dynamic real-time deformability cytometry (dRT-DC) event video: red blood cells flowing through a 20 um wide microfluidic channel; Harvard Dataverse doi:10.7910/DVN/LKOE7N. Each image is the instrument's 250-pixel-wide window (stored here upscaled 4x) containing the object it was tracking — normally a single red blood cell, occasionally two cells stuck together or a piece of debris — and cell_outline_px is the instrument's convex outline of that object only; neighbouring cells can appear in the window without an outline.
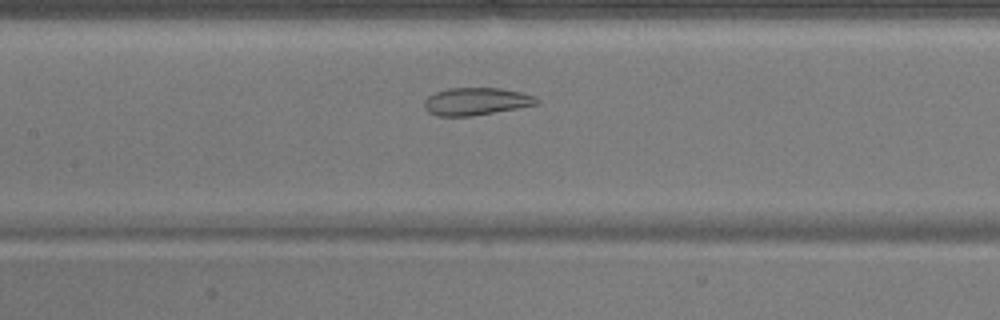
{"species": "common noctule bat (a hibernating species)", "species_latin": "Nyctalus noctula", "temperature_condition": "warm", "stored_images_in_passage": 42, "camera_frame_rate_fps": 3000, "um_per_image_px": 0.085, "animal": {"sex": "male", "body_mass_g": 17.9}, "frame": {"image": 1, "passage_image": 14, "time_ms": 4.333, "image_size_px": [1000, 320], "cell_outline_px": [[540, 104], [472, 116], [436, 116], [428, 112], [424, 108], [424, 100], [428, 96], [436, 92], [448, 88], [500, 88], [520, 92], [536, 96], [540, 100]], "centroid_in_image_um": [40.48, 8.62], "position_along_channel_um": 166.9, "area_um2": 18.15}}
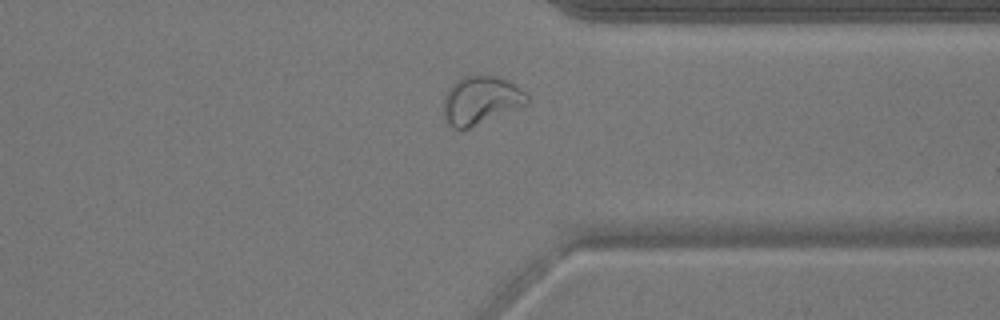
{"frame": {"image": 2, "passage_image": 30, "time_ms": 9.667, "image_size_px": [1000, 320], "cell_outline_px": [[528, 104], [468, 128], [456, 128], [448, 124], [444, 120], [444, 96], [448, 88], [456, 80], [464, 76], [496, 76], [508, 80], [516, 84], [528, 96]], "centroid_in_image_um": [40.86, 8.51], "position_along_channel_um": 370.5, "area_um2": 23.29}}
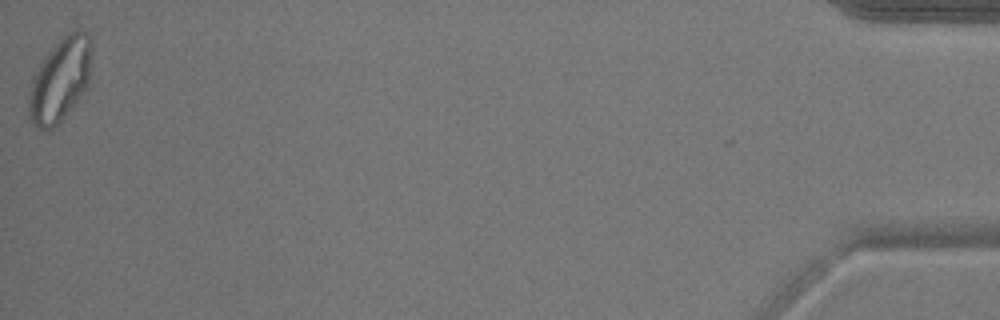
{"frame": {"image": 3, "passage_image": 42, "time_ms": 13.667, "image_size_px": [1000, 320], "cell_outline_px": [[92, 52], [88, 84], [76, 100], [60, 120], [48, 132], [36, 128], [28, 116], [28, 100], [32, 76], [44, 56], [60, 36], [72, 28], [76, 28], [88, 32], [92, 40]], "centroid_in_image_um": [5.1, 6.69], "position_along_channel_um": 430.1, "area_um2": 31.1}, "authors_computed_cell_mechanics": {"area_um2": 21.9351, "velocity_mm_per_s": 3.8576, "shape_relaxation_time_tau1_ms": null, "shape_relaxation_time_tau2_ms": 0.9694, "deformation_change_tau1": null, "deformation_change_tau2": 0.0806}}